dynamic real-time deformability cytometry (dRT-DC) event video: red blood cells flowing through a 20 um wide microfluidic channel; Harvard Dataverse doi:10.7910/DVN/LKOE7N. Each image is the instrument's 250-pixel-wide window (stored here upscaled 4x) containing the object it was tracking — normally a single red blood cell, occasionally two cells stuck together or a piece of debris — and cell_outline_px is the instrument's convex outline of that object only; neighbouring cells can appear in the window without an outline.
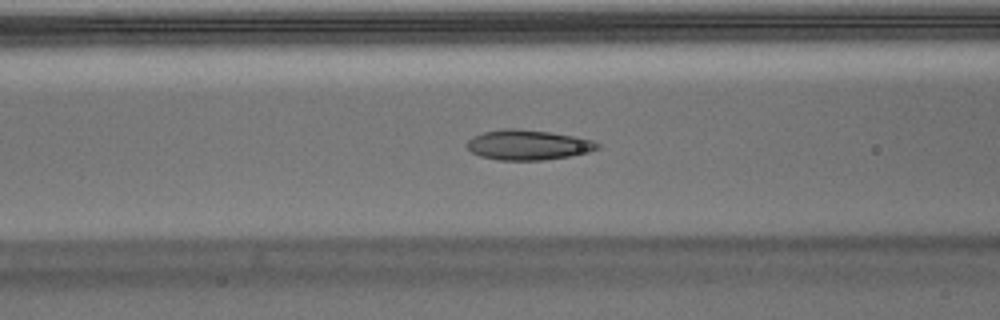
{"species": "Egyptian fruit bat (a non-hibernating species)", "species_latin": "Rousettus aegyptiacus", "temperature_condition": "warm", "stored_images_in_passage": 53, "camera_frame_rate_fps": 3000, "um_per_image_px": 0.085, "animal": {"sex": "male"}, "frame": {"image": 1, "passage_image": 20, "time_ms": 6.333, "image_size_px": [1000, 320], "cell_outline_px": [[600, 148], [588, 152], [568, 156], [544, 160], [496, 160], [480, 156], [472, 152], [464, 144], [472, 136], [484, 132], [504, 128], [516, 128], [548, 132], [576, 136], [592, 140], [600, 144]], "centroid_in_image_um": [44.86, 12.31], "position_along_channel_um": 121.7, "area_um2": 22.95}}
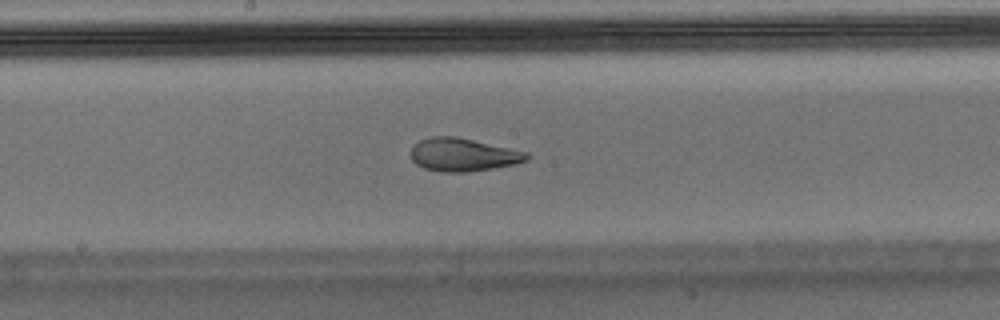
{"frame": {"image": 2, "passage_image": 27, "time_ms": 8.667, "image_size_px": [1000, 320], "cell_outline_px": [[532, 156], [528, 160], [516, 164], [468, 172], [440, 172], [424, 168], [416, 164], [412, 160], [412, 148], [420, 140], [428, 136], [456, 136], [528, 152]], "centroid_in_image_um": [39.39, 13.15], "position_along_channel_um": 208.8, "area_um2": 22.43}}
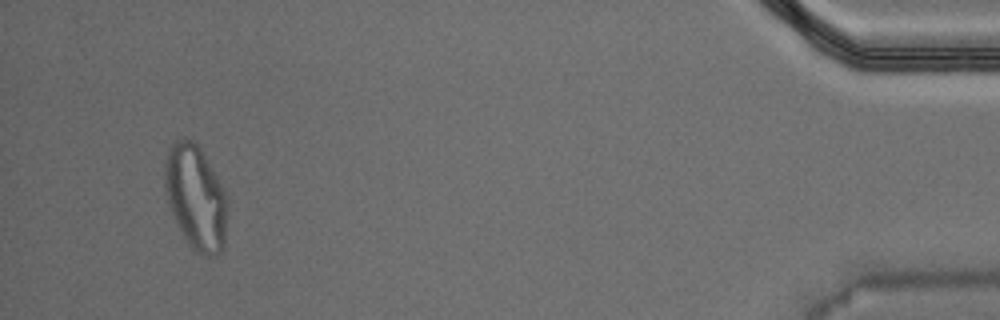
{"frame": {"image": 3, "passage_image": 50, "time_ms": 16.333, "image_size_px": [1000, 320], "cell_outline_px": [[228, 204], [224, 248], [216, 256], [204, 256], [196, 252], [188, 244], [176, 224], [168, 204], [164, 188], [164, 164], [168, 148], [176, 140], [192, 140], [200, 148], [224, 188], [228, 200]], "centroid_in_image_um": [16.64, 16.82], "position_along_channel_um": 418.6, "area_um2": 38.55}, "authors_computed_cell_mechanics": {"area_um2": 23.0622, "velocity_mm_per_s": 3.7252, "shape_relaxation_time_tau1_ms": null, "shape_relaxation_time_tau2_ms": 1.4622, "deformation_change_tau1": null, "deformation_change_tau2": 0.0858}}